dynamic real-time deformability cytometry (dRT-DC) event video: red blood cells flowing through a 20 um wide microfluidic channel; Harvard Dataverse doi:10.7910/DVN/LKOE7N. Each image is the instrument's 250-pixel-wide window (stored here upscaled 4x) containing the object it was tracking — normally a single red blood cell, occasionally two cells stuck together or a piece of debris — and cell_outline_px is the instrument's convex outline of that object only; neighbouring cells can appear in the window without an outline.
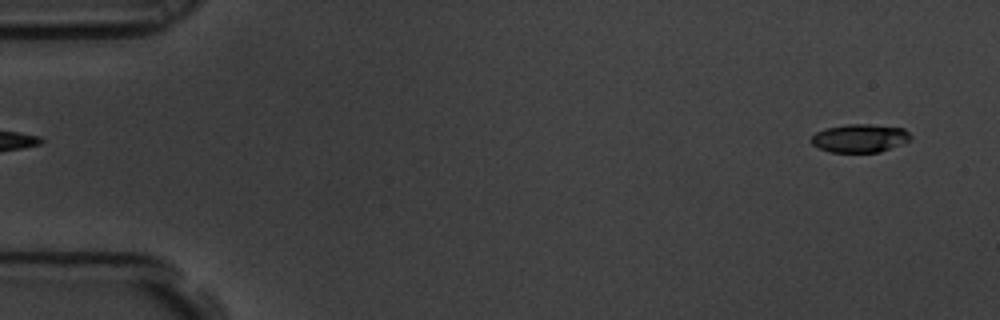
{"species": "common noctule bat (a hibernating species)", "species_latin": "Nyctalus noctula", "temperature_condition": "room temperature", "stored_images_in_passage": 3, "segment_of_instrument_passage": [2, 2], "camera_frame_rate_fps": 3000, "um_per_image_px": 0.085, "animal": {"sex": "male", "body_mass_g": 19.5, "forearm_length_mm": 54.6}, "frame": {"image": 1, "passage_image": 3, "time_ms": 0.667, "image_size_px": [1000, 320], "cell_outline_px": [[912, 136], [908, 140], [880, 152], [828, 152], [812, 144], [812, 136], [816, 132], [824, 128], [844, 124], [872, 124], [904, 128]], "centroid_in_image_um": [73.05, 11.73], "position_along_channel_um": 11.9, "area_um2": 16.3}}